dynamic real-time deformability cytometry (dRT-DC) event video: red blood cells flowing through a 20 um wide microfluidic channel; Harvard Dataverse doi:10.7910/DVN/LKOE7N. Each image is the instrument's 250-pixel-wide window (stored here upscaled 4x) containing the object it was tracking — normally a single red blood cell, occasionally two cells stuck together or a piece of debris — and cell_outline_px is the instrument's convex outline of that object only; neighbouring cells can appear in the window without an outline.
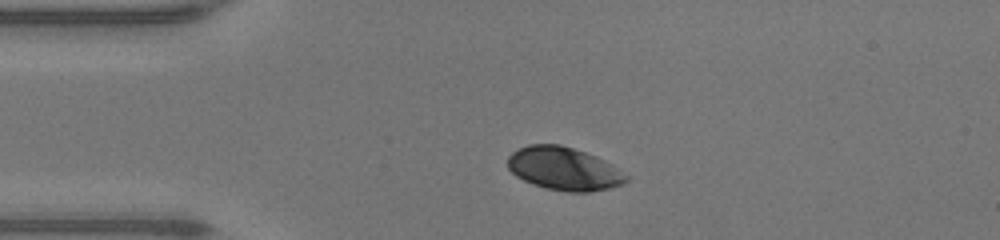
{"species": "human", "species_latin": "Homo sapiens", "temperature_condition": "warm", "stored_images_in_passage": 33, "camera_frame_rate_fps": 3000, "um_per_image_px": 0.085, "donor": {"sex": "male"}, "frame": {"image": 1, "passage_image": 1, "time_ms": 0.0, "image_size_px": [1000, 240], "cell_outline_px": [[608, 184], [596, 188], [560, 188], [540, 184], [516, 172], [512, 168], [516, 152], [524, 148], [564, 148], [572, 152]], "centroid_in_image_um": [47.24, 14.33], "position_along_channel_um": 37.8, "area_um2": 19.25}}
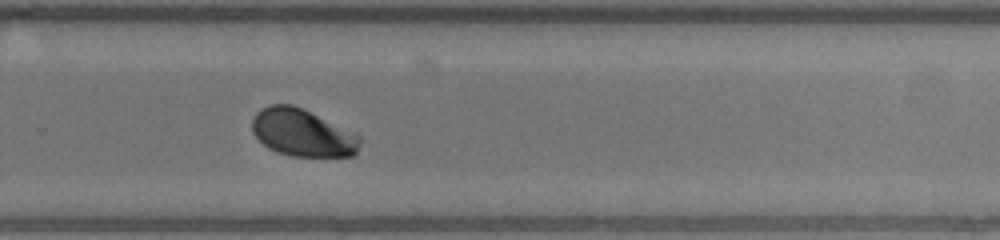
{"frame": {"image": 2, "passage_image": 22, "time_ms": 7.0, "image_size_px": [1000, 240], "cell_outline_px": [[352, 152], [336, 156], [332, 156], [292, 152], [276, 148], [264, 140], [260, 136], [256, 128], [256, 120], [264, 112], [272, 108], [296, 108], [312, 116], [352, 148]], "centroid_in_image_um": [25.42, 11.32], "position_along_channel_um": 304.4, "area_um2": 21.56}}